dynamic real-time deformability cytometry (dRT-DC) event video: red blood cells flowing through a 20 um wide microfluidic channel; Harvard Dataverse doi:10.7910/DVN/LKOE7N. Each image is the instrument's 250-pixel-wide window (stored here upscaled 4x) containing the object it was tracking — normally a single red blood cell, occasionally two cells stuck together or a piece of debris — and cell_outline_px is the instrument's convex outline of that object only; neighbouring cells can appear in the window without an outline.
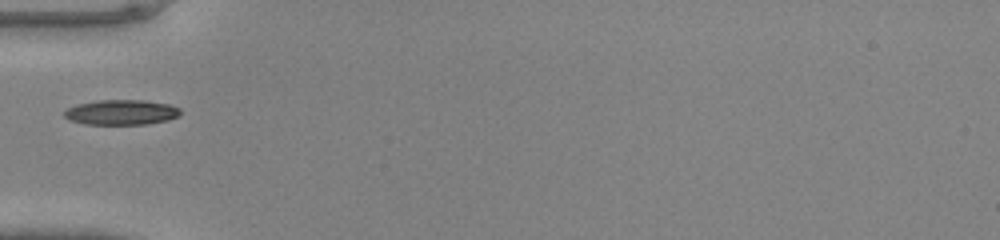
{"species": "common noctule bat (a hibernating species)", "species_latin": "Nyctalus noctula", "temperature_condition": "warm", "stored_images_in_passage": 32, "camera_frame_rate_fps": 3000, "um_per_image_px": 0.085, "animal": {"sex": "male", "body_mass_g": 20.0, "forearm_length_mm": 53.3}, "frame": {"image": 1, "passage_image": 1, "time_ms": 0.0, "image_size_px": [1000, 240], "cell_outline_px": [[180, 116], [168, 120], [148, 124], [84, 124], [68, 120], [64, 116], [64, 112], [68, 108], [76, 104], [100, 100], [144, 100], [168, 104], [180, 108]], "centroid_in_image_um": [10.31, 9.55], "position_along_channel_um": 74.7, "area_um2": 17.05}}
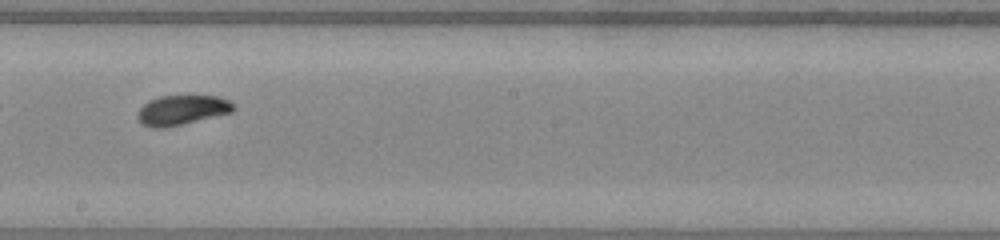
{"frame": {"image": 2, "passage_image": 12, "time_ms": 3.667, "image_size_px": [1000, 240], "cell_outline_px": [[236, 108], [232, 112], [164, 128], [152, 128], [144, 124], [136, 116], [140, 108], [148, 100], [160, 96], [216, 96], [228, 100]], "centroid_in_image_um": [15.44, 9.35], "position_along_channel_um": 232.8, "area_um2": 16.36}}
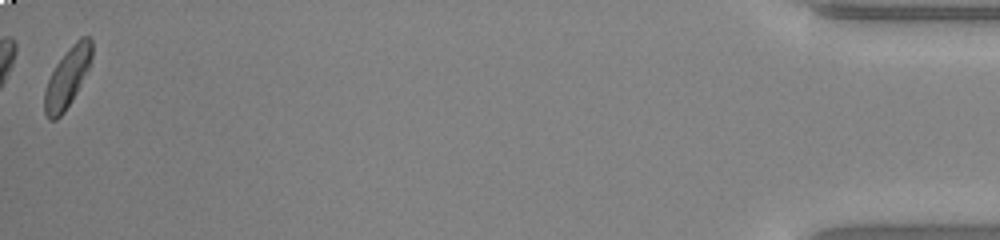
{"frame": {"image": 3, "passage_image": 32, "time_ms": 10.333, "image_size_px": [1000, 240], "cell_outline_px": [[92, 56], [88, 68], [72, 100], [64, 112], [56, 120], [48, 120], [44, 112], [44, 92], [48, 80], [56, 64], [72, 44], [80, 36], [92, 36]], "centroid_in_image_um": [5.71, 6.58], "position_along_channel_um": 429.5, "area_um2": 16.3}}